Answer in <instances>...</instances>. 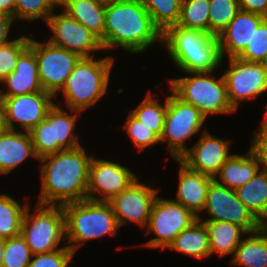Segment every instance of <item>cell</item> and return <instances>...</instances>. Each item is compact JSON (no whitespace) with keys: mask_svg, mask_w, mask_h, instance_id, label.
<instances>
[{"mask_svg":"<svg viewBox=\"0 0 267 267\" xmlns=\"http://www.w3.org/2000/svg\"><path fill=\"white\" fill-rule=\"evenodd\" d=\"M92 155L82 145L38 159L41 191L38 204L64 206L87 199Z\"/></svg>","mask_w":267,"mask_h":267,"instance_id":"cell-1","label":"cell"},{"mask_svg":"<svg viewBox=\"0 0 267 267\" xmlns=\"http://www.w3.org/2000/svg\"><path fill=\"white\" fill-rule=\"evenodd\" d=\"M156 42L162 44V33L140 0H120L106 5L105 50L120 47L137 54Z\"/></svg>","mask_w":267,"mask_h":267,"instance_id":"cell-2","label":"cell"},{"mask_svg":"<svg viewBox=\"0 0 267 267\" xmlns=\"http://www.w3.org/2000/svg\"><path fill=\"white\" fill-rule=\"evenodd\" d=\"M162 45L182 72H214L221 66L218 37L178 24L162 33Z\"/></svg>","mask_w":267,"mask_h":267,"instance_id":"cell-3","label":"cell"},{"mask_svg":"<svg viewBox=\"0 0 267 267\" xmlns=\"http://www.w3.org/2000/svg\"><path fill=\"white\" fill-rule=\"evenodd\" d=\"M62 207L65 214L67 246L74 253L86 241L105 235H117L120 227L109 202L85 199Z\"/></svg>","mask_w":267,"mask_h":267,"instance_id":"cell-4","label":"cell"},{"mask_svg":"<svg viewBox=\"0 0 267 267\" xmlns=\"http://www.w3.org/2000/svg\"><path fill=\"white\" fill-rule=\"evenodd\" d=\"M114 57H81L66 79L63 88L65 106L83 112L105 95L108 89Z\"/></svg>","mask_w":267,"mask_h":267,"instance_id":"cell-5","label":"cell"},{"mask_svg":"<svg viewBox=\"0 0 267 267\" xmlns=\"http://www.w3.org/2000/svg\"><path fill=\"white\" fill-rule=\"evenodd\" d=\"M214 72H190V76L171 78L169 89L182 101L197 108L202 115L231 114L236 112L228 100L223 75Z\"/></svg>","mask_w":267,"mask_h":267,"instance_id":"cell-6","label":"cell"},{"mask_svg":"<svg viewBox=\"0 0 267 267\" xmlns=\"http://www.w3.org/2000/svg\"><path fill=\"white\" fill-rule=\"evenodd\" d=\"M30 204L27 205L20 234L26 241L32 254L49 253L67 245L59 247V243L66 240L65 214L62 206L43 205L36 203L34 213L30 214ZM59 247V248H58Z\"/></svg>","mask_w":267,"mask_h":267,"instance_id":"cell-7","label":"cell"},{"mask_svg":"<svg viewBox=\"0 0 267 267\" xmlns=\"http://www.w3.org/2000/svg\"><path fill=\"white\" fill-rule=\"evenodd\" d=\"M70 112L71 114L55 103L47 112L46 118L29 131L38 159L81 145L74 127L82 113L72 109Z\"/></svg>","mask_w":267,"mask_h":267,"instance_id":"cell-8","label":"cell"},{"mask_svg":"<svg viewBox=\"0 0 267 267\" xmlns=\"http://www.w3.org/2000/svg\"><path fill=\"white\" fill-rule=\"evenodd\" d=\"M205 121L206 118L197 108L182 101L173 92L168 96L160 143L166 142L173 160H180L188 151L184 142L201 131Z\"/></svg>","mask_w":267,"mask_h":267,"instance_id":"cell-9","label":"cell"},{"mask_svg":"<svg viewBox=\"0 0 267 267\" xmlns=\"http://www.w3.org/2000/svg\"><path fill=\"white\" fill-rule=\"evenodd\" d=\"M195 220V216L186 207L174 201L157 196L152 205L149 222L145 228L146 234H155L156 237L144 243L150 248H168L175 237L188 228Z\"/></svg>","mask_w":267,"mask_h":267,"instance_id":"cell-10","label":"cell"},{"mask_svg":"<svg viewBox=\"0 0 267 267\" xmlns=\"http://www.w3.org/2000/svg\"><path fill=\"white\" fill-rule=\"evenodd\" d=\"M29 48L38 61V75L43 90L58 98L57 93L63 88L66 79L81 57L49 41L43 43L32 38H30Z\"/></svg>","mask_w":267,"mask_h":267,"instance_id":"cell-11","label":"cell"},{"mask_svg":"<svg viewBox=\"0 0 267 267\" xmlns=\"http://www.w3.org/2000/svg\"><path fill=\"white\" fill-rule=\"evenodd\" d=\"M228 69L223 73L229 103L237 111L243 100L257 98L267 91V69L257 62L237 57L228 58Z\"/></svg>","mask_w":267,"mask_h":267,"instance_id":"cell-12","label":"cell"},{"mask_svg":"<svg viewBox=\"0 0 267 267\" xmlns=\"http://www.w3.org/2000/svg\"><path fill=\"white\" fill-rule=\"evenodd\" d=\"M203 211L210 216L205 220L237 224L247 233L255 232L262 227V223L238 199L235 190L219 184L215 179L209 186Z\"/></svg>","mask_w":267,"mask_h":267,"instance_id":"cell-13","label":"cell"},{"mask_svg":"<svg viewBox=\"0 0 267 267\" xmlns=\"http://www.w3.org/2000/svg\"><path fill=\"white\" fill-rule=\"evenodd\" d=\"M55 13L46 22L53 32L48 39L51 44L77 53L80 57H94V52L104 50L100 39L89 29L65 11Z\"/></svg>","mask_w":267,"mask_h":267,"instance_id":"cell-14","label":"cell"},{"mask_svg":"<svg viewBox=\"0 0 267 267\" xmlns=\"http://www.w3.org/2000/svg\"><path fill=\"white\" fill-rule=\"evenodd\" d=\"M137 178L133 171L118 162L93 157L89 169L87 199L109 202Z\"/></svg>","mask_w":267,"mask_h":267,"instance_id":"cell-15","label":"cell"},{"mask_svg":"<svg viewBox=\"0 0 267 267\" xmlns=\"http://www.w3.org/2000/svg\"><path fill=\"white\" fill-rule=\"evenodd\" d=\"M158 191L157 188H151L143 182L140 183L137 178L125 190L114 196L109 203L116 216L118 226L122 227L133 222L145 229Z\"/></svg>","mask_w":267,"mask_h":267,"instance_id":"cell-16","label":"cell"},{"mask_svg":"<svg viewBox=\"0 0 267 267\" xmlns=\"http://www.w3.org/2000/svg\"><path fill=\"white\" fill-rule=\"evenodd\" d=\"M5 108V121L8 130H16L15 123L23 131L29 132L46 118L54 106V96L40 91L18 96H1Z\"/></svg>","mask_w":267,"mask_h":267,"instance_id":"cell-17","label":"cell"},{"mask_svg":"<svg viewBox=\"0 0 267 267\" xmlns=\"http://www.w3.org/2000/svg\"><path fill=\"white\" fill-rule=\"evenodd\" d=\"M230 141L217 138L207 131L199 137L194 146L180 158L189 169L215 177L222 165L233 155L229 154Z\"/></svg>","mask_w":267,"mask_h":267,"instance_id":"cell-18","label":"cell"},{"mask_svg":"<svg viewBox=\"0 0 267 267\" xmlns=\"http://www.w3.org/2000/svg\"><path fill=\"white\" fill-rule=\"evenodd\" d=\"M266 17L240 10L227 28L218 36L222 60L238 57L251 41L254 32Z\"/></svg>","mask_w":267,"mask_h":267,"instance_id":"cell-19","label":"cell"},{"mask_svg":"<svg viewBox=\"0 0 267 267\" xmlns=\"http://www.w3.org/2000/svg\"><path fill=\"white\" fill-rule=\"evenodd\" d=\"M179 182L176 194L177 203H180L195 216H200L206 205L207 193L213 177L189 169L180 160Z\"/></svg>","mask_w":267,"mask_h":267,"instance_id":"cell-20","label":"cell"},{"mask_svg":"<svg viewBox=\"0 0 267 267\" xmlns=\"http://www.w3.org/2000/svg\"><path fill=\"white\" fill-rule=\"evenodd\" d=\"M0 84L7 88L5 92L0 89V96H18L43 91L38 75V61L29 47L17 59L14 72Z\"/></svg>","mask_w":267,"mask_h":267,"instance_id":"cell-21","label":"cell"},{"mask_svg":"<svg viewBox=\"0 0 267 267\" xmlns=\"http://www.w3.org/2000/svg\"><path fill=\"white\" fill-rule=\"evenodd\" d=\"M29 157L36 159L29 132L5 130L0 133V174H8Z\"/></svg>","mask_w":267,"mask_h":267,"instance_id":"cell-22","label":"cell"},{"mask_svg":"<svg viewBox=\"0 0 267 267\" xmlns=\"http://www.w3.org/2000/svg\"><path fill=\"white\" fill-rule=\"evenodd\" d=\"M260 169L258 159L249 149L246 155L233 154L214 179L219 184L236 190L251 180Z\"/></svg>","mask_w":267,"mask_h":267,"instance_id":"cell-23","label":"cell"},{"mask_svg":"<svg viewBox=\"0 0 267 267\" xmlns=\"http://www.w3.org/2000/svg\"><path fill=\"white\" fill-rule=\"evenodd\" d=\"M61 9L97 36L105 50V5L95 0H64Z\"/></svg>","mask_w":267,"mask_h":267,"instance_id":"cell-24","label":"cell"},{"mask_svg":"<svg viewBox=\"0 0 267 267\" xmlns=\"http://www.w3.org/2000/svg\"><path fill=\"white\" fill-rule=\"evenodd\" d=\"M197 219L204 222L207 227L211 255L217 253L220 257L233 256L244 235L247 234L237 224L225 221L204 220L201 216H198Z\"/></svg>","mask_w":267,"mask_h":267,"instance_id":"cell-25","label":"cell"},{"mask_svg":"<svg viewBox=\"0 0 267 267\" xmlns=\"http://www.w3.org/2000/svg\"><path fill=\"white\" fill-rule=\"evenodd\" d=\"M231 263L239 267H267V229L264 226L244 236Z\"/></svg>","mask_w":267,"mask_h":267,"instance_id":"cell-26","label":"cell"},{"mask_svg":"<svg viewBox=\"0 0 267 267\" xmlns=\"http://www.w3.org/2000/svg\"><path fill=\"white\" fill-rule=\"evenodd\" d=\"M168 249L199 260L210 256L209 233L204 222L199 219L195 220L175 237Z\"/></svg>","mask_w":267,"mask_h":267,"instance_id":"cell-27","label":"cell"},{"mask_svg":"<svg viewBox=\"0 0 267 267\" xmlns=\"http://www.w3.org/2000/svg\"><path fill=\"white\" fill-rule=\"evenodd\" d=\"M238 199L266 226L267 220V171L260 169L243 186L235 190Z\"/></svg>","mask_w":267,"mask_h":267,"instance_id":"cell-28","label":"cell"},{"mask_svg":"<svg viewBox=\"0 0 267 267\" xmlns=\"http://www.w3.org/2000/svg\"><path fill=\"white\" fill-rule=\"evenodd\" d=\"M28 203L22 206L8 194H0V240L18 236Z\"/></svg>","mask_w":267,"mask_h":267,"instance_id":"cell-29","label":"cell"},{"mask_svg":"<svg viewBox=\"0 0 267 267\" xmlns=\"http://www.w3.org/2000/svg\"><path fill=\"white\" fill-rule=\"evenodd\" d=\"M153 98V94L149 91L142 102L139 103L130 113L140 122L144 123L151 131L155 132L159 137L162 134L163 126L166 118V110L168 104V96L164 105Z\"/></svg>","mask_w":267,"mask_h":267,"instance_id":"cell-30","label":"cell"},{"mask_svg":"<svg viewBox=\"0 0 267 267\" xmlns=\"http://www.w3.org/2000/svg\"><path fill=\"white\" fill-rule=\"evenodd\" d=\"M152 17L154 25L163 33L176 25L181 14L182 0H140Z\"/></svg>","mask_w":267,"mask_h":267,"instance_id":"cell-31","label":"cell"},{"mask_svg":"<svg viewBox=\"0 0 267 267\" xmlns=\"http://www.w3.org/2000/svg\"><path fill=\"white\" fill-rule=\"evenodd\" d=\"M209 0H182L178 25L209 33Z\"/></svg>","mask_w":267,"mask_h":267,"instance_id":"cell-32","label":"cell"},{"mask_svg":"<svg viewBox=\"0 0 267 267\" xmlns=\"http://www.w3.org/2000/svg\"><path fill=\"white\" fill-rule=\"evenodd\" d=\"M209 1V34L218 37L240 11L239 0Z\"/></svg>","mask_w":267,"mask_h":267,"instance_id":"cell-33","label":"cell"},{"mask_svg":"<svg viewBox=\"0 0 267 267\" xmlns=\"http://www.w3.org/2000/svg\"><path fill=\"white\" fill-rule=\"evenodd\" d=\"M3 249V259L0 267L29 266L33 254L21 234L3 240Z\"/></svg>","mask_w":267,"mask_h":267,"instance_id":"cell-34","label":"cell"},{"mask_svg":"<svg viewBox=\"0 0 267 267\" xmlns=\"http://www.w3.org/2000/svg\"><path fill=\"white\" fill-rule=\"evenodd\" d=\"M30 37L21 36L0 46V83L16 68L19 56L29 47Z\"/></svg>","mask_w":267,"mask_h":267,"instance_id":"cell-35","label":"cell"},{"mask_svg":"<svg viewBox=\"0 0 267 267\" xmlns=\"http://www.w3.org/2000/svg\"><path fill=\"white\" fill-rule=\"evenodd\" d=\"M56 7L48 0H15V19L35 21L52 16Z\"/></svg>","mask_w":267,"mask_h":267,"instance_id":"cell-36","label":"cell"},{"mask_svg":"<svg viewBox=\"0 0 267 267\" xmlns=\"http://www.w3.org/2000/svg\"><path fill=\"white\" fill-rule=\"evenodd\" d=\"M124 129L139 152L160 142V137L146 127L144 123L135 118L130 112L124 123Z\"/></svg>","mask_w":267,"mask_h":267,"instance_id":"cell-37","label":"cell"},{"mask_svg":"<svg viewBox=\"0 0 267 267\" xmlns=\"http://www.w3.org/2000/svg\"><path fill=\"white\" fill-rule=\"evenodd\" d=\"M267 53V18L258 26L244 51L237 57L247 62L261 63Z\"/></svg>","mask_w":267,"mask_h":267,"instance_id":"cell-38","label":"cell"},{"mask_svg":"<svg viewBox=\"0 0 267 267\" xmlns=\"http://www.w3.org/2000/svg\"><path fill=\"white\" fill-rule=\"evenodd\" d=\"M74 254L70 248L35 254L32 256L28 267H68Z\"/></svg>","mask_w":267,"mask_h":267,"instance_id":"cell-39","label":"cell"},{"mask_svg":"<svg viewBox=\"0 0 267 267\" xmlns=\"http://www.w3.org/2000/svg\"><path fill=\"white\" fill-rule=\"evenodd\" d=\"M258 131L254 134L249 149L258 159L260 168L267 171V110ZM263 166V167H262Z\"/></svg>","mask_w":267,"mask_h":267,"instance_id":"cell-40","label":"cell"},{"mask_svg":"<svg viewBox=\"0 0 267 267\" xmlns=\"http://www.w3.org/2000/svg\"><path fill=\"white\" fill-rule=\"evenodd\" d=\"M240 10L267 18V0H239Z\"/></svg>","mask_w":267,"mask_h":267,"instance_id":"cell-41","label":"cell"},{"mask_svg":"<svg viewBox=\"0 0 267 267\" xmlns=\"http://www.w3.org/2000/svg\"><path fill=\"white\" fill-rule=\"evenodd\" d=\"M14 21V18H0V46L12 41L8 40V34Z\"/></svg>","mask_w":267,"mask_h":267,"instance_id":"cell-42","label":"cell"},{"mask_svg":"<svg viewBox=\"0 0 267 267\" xmlns=\"http://www.w3.org/2000/svg\"><path fill=\"white\" fill-rule=\"evenodd\" d=\"M0 9L15 20V0H0Z\"/></svg>","mask_w":267,"mask_h":267,"instance_id":"cell-43","label":"cell"},{"mask_svg":"<svg viewBox=\"0 0 267 267\" xmlns=\"http://www.w3.org/2000/svg\"><path fill=\"white\" fill-rule=\"evenodd\" d=\"M7 130L6 121H5V108L3 100L0 96V133Z\"/></svg>","mask_w":267,"mask_h":267,"instance_id":"cell-44","label":"cell"},{"mask_svg":"<svg viewBox=\"0 0 267 267\" xmlns=\"http://www.w3.org/2000/svg\"><path fill=\"white\" fill-rule=\"evenodd\" d=\"M95 1L106 6V5H110L114 2H118L120 0H95Z\"/></svg>","mask_w":267,"mask_h":267,"instance_id":"cell-45","label":"cell"},{"mask_svg":"<svg viewBox=\"0 0 267 267\" xmlns=\"http://www.w3.org/2000/svg\"><path fill=\"white\" fill-rule=\"evenodd\" d=\"M50 1L56 8L60 6L62 8L64 0H48Z\"/></svg>","mask_w":267,"mask_h":267,"instance_id":"cell-46","label":"cell"},{"mask_svg":"<svg viewBox=\"0 0 267 267\" xmlns=\"http://www.w3.org/2000/svg\"><path fill=\"white\" fill-rule=\"evenodd\" d=\"M3 253H4L3 240H0V264H1L2 259H3Z\"/></svg>","mask_w":267,"mask_h":267,"instance_id":"cell-47","label":"cell"},{"mask_svg":"<svg viewBox=\"0 0 267 267\" xmlns=\"http://www.w3.org/2000/svg\"><path fill=\"white\" fill-rule=\"evenodd\" d=\"M261 64L267 69V53L265 54V57L261 61Z\"/></svg>","mask_w":267,"mask_h":267,"instance_id":"cell-48","label":"cell"},{"mask_svg":"<svg viewBox=\"0 0 267 267\" xmlns=\"http://www.w3.org/2000/svg\"><path fill=\"white\" fill-rule=\"evenodd\" d=\"M0 18H13V17L6 15V14L0 9Z\"/></svg>","mask_w":267,"mask_h":267,"instance_id":"cell-49","label":"cell"}]
</instances>
